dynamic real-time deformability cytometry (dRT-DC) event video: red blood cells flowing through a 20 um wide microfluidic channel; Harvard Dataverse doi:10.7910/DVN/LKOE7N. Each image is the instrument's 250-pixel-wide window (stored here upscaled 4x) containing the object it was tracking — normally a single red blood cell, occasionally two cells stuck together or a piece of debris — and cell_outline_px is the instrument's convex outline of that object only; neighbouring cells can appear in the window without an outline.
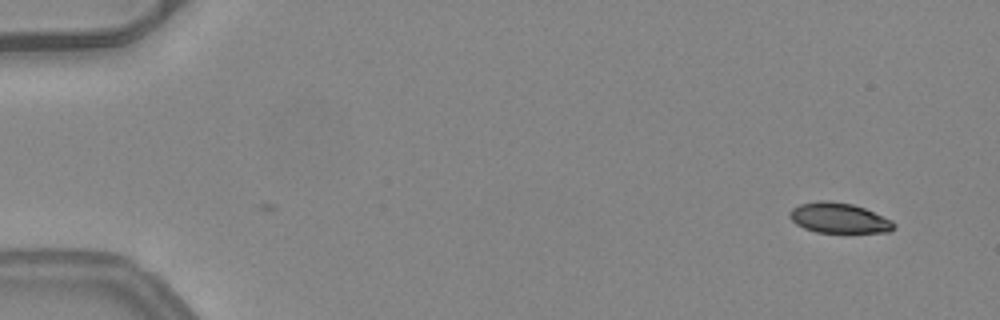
{"species": "common noctule bat (a hibernating species)", "species_latin": "Nyctalus noctula", "temperature_condition": "warm", "stored_images_in_passage": 50, "camera_frame_rate_fps": 3000, "um_per_image_px": 0.085, "animal": {"sex": "female", "body_mass_g": 24.6, "forearm_length_mm": 56.2}, "frame": {"image": 1, "passage_image": 1, "time_ms": 0.0, "image_size_px": [1000, 320], "cell_outline_px": [[896, 228], [888, 232], [816, 232], [804, 228], [796, 224], [788, 216], [788, 212], [792, 208], [800, 204], [820, 200], [828, 200], [852, 204], [864, 208], [892, 220], [896, 224]], "centroid_in_image_um": [71.3, 18.52], "position_along_channel_um": 13.7, "area_um2": 18.38}}
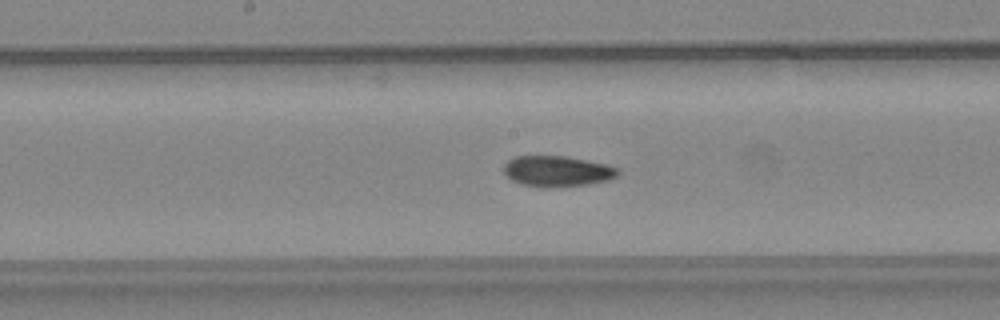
{"frame": {"image": 2, "passage_image": 25, "time_ms": 8.0, "image_size_px": [1000, 320], "cell_outline_px": [[620, 172], [616, 176], [608, 180], [588, 184], [548, 188], [544, 188], [520, 184], [512, 180], [504, 172], [504, 164], [508, 160], [516, 156], [568, 156], [604, 164], [620, 168]], "centroid_in_image_um": [47.36, 14.56], "position_along_channel_um": 200.8, "area_um2": 20.52}}
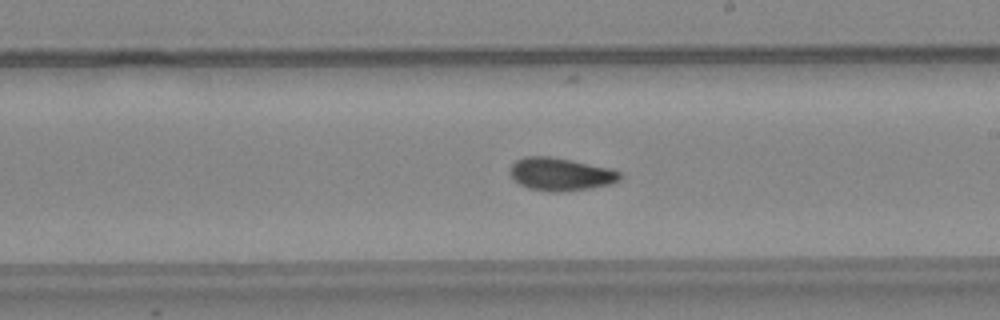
{"frame": {"image": 3, "passage_image": 28, "time_ms": 9.0, "image_size_px": [1000, 320], "cell_outline_px": [[620, 180], [612, 184], [592, 188], [560, 192], [552, 192], [528, 188], [520, 184], [508, 172], [508, 168], [516, 160], [524, 156], [548, 156], [608, 168], [620, 172]], "centroid_in_image_um": [47.61, 14.81], "position_along_channel_um": 241.4, "area_um2": 20.92}, "authors_computed_cell_mechanics": {"area_um2": 20.4612, "velocity_mm_per_s": 4.0578, "shape_relaxation_time_tau1_ms": 8.6146, "shape_relaxation_time_tau2_ms": 3.8258, "deformation_change_tau1": 0.1879, "deformation_change_tau2": 0.0929}}